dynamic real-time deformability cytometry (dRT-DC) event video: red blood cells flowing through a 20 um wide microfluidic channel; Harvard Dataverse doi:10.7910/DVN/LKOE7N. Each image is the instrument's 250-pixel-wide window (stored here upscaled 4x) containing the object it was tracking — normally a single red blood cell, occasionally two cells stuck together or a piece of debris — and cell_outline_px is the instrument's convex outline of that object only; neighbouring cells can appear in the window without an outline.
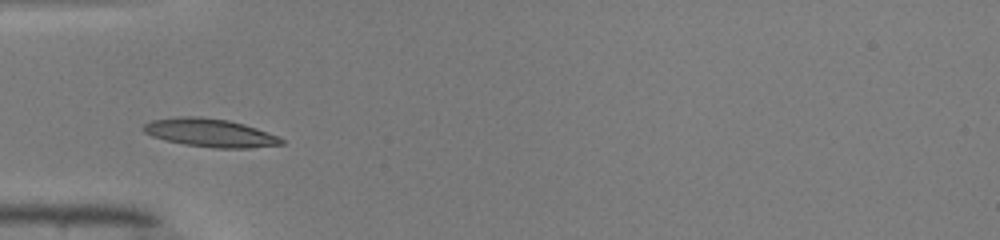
{"species": "common noctule bat (a hibernating species)", "species_latin": "Nyctalus noctula", "temperature_condition": "warm", "stored_images_in_passage": 34, "camera_frame_rate_fps": 3000, "um_per_image_px": 0.085, "animal": {"sex": "male", "body_mass_g": 19.0, "forearm_length_mm": 50.8}, "frame": {"image": 1, "passage_image": 1, "time_ms": 0.0, "image_size_px": [1000, 240], "cell_outline_px": [[284, 144], [252, 148], [216, 148], [184, 144], [164, 140], [152, 136], [144, 132], [140, 128], [144, 124], [152, 120], [180, 116], [200, 116], [228, 120], [244, 124], [280, 136], [284, 140]], "centroid_in_image_um": [17.86, 11.29], "position_along_channel_um": 67.1, "area_um2": 22.89}}
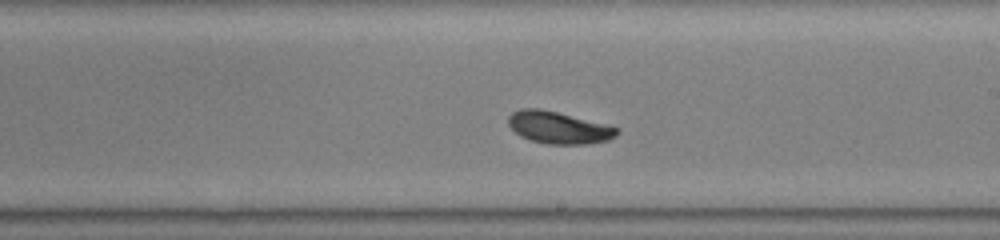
{"frame": {"image": 2, "passage_image": 14, "time_ms": 4.333, "image_size_px": [1000, 240], "cell_outline_px": [[620, 132], [616, 136], [608, 140], [588, 144], [548, 144], [532, 140], [520, 136], [508, 124], [508, 116], [512, 112], [520, 108], [540, 108], [620, 128]], "centroid_in_image_um": [47.48, 10.84], "position_along_channel_um": 241.5, "area_um2": 20.17}}
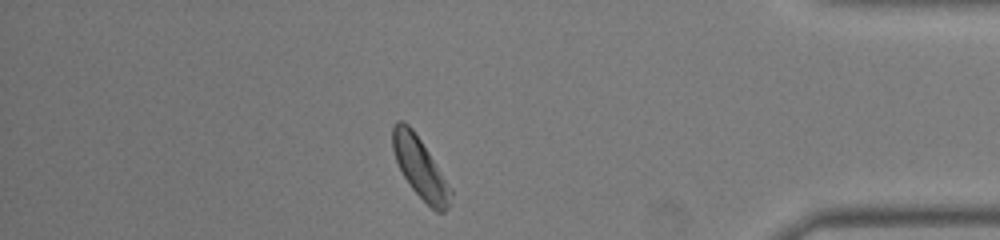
{"frame": {"image": 3, "passage_image": 28, "time_ms": 9.0, "image_size_px": [1000, 240], "cell_outline_px": [[452, 196], [448, 208], [444, 212], [436, 212], [412, 188], [404, 176], [396, 160], [392, 148], [392, 128], [396, 120], [404, 120], [412, 128], [452, 188]], "centroid_in_image_um": [35.71, 14.25], "position_along_channel_um": 399.5, "area_um2": 20.17}, "authors_computed_cell_mechanics": {"area_um2": 20.3167, "velocity_mm_per_s": 4.0548, "shape_relaxation_time_tau1_ms": 5.1893, "shape_relaxation_time_tau2_ms": null, "deformation_change_tau1": 0.182, "deformation_change_tau2": null}}